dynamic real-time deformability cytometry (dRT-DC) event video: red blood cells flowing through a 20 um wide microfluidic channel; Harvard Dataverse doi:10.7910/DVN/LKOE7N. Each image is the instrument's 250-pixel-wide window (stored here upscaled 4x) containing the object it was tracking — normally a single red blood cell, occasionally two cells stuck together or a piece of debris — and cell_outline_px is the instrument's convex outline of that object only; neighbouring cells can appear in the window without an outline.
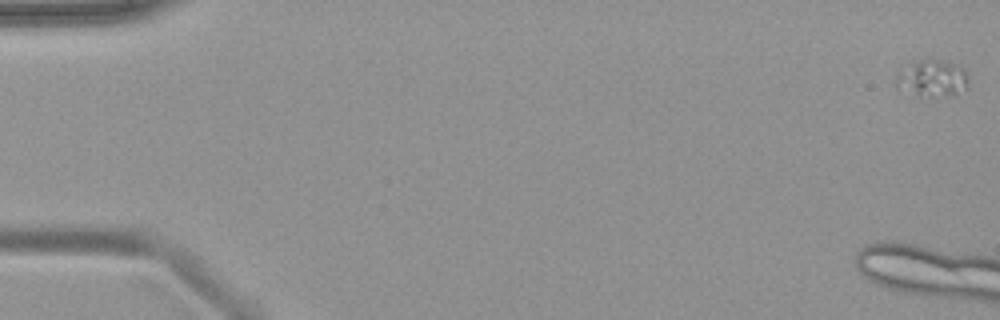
{"species": "common noctule bat (a hibernating species)", "species_latin": "Nyctalus noctula", "temperature_condition": "warm", "stored_images_in_passage": 5, "camera_frame_rate_fps": 3000, "um_per_image_px": 0.085, "animal": {"sex": "female", "body_mass_g": 19.9}, "frame": {"image": 1, "passage_image": 1, "time_ms": 0.0, "image_size_px": [1000, 320], "cell_outline_px": [[968, 88], [956, 92], [916, 92], [896, 88], [892, 84], [900, 64], [908, 60], [924, 56], [956, 64], [964, 68], [968, 76]], "centroid_in_image_um": [79.1, 6.47], "position_along_channel_um": 5.9, "area_um2": 15.55}}